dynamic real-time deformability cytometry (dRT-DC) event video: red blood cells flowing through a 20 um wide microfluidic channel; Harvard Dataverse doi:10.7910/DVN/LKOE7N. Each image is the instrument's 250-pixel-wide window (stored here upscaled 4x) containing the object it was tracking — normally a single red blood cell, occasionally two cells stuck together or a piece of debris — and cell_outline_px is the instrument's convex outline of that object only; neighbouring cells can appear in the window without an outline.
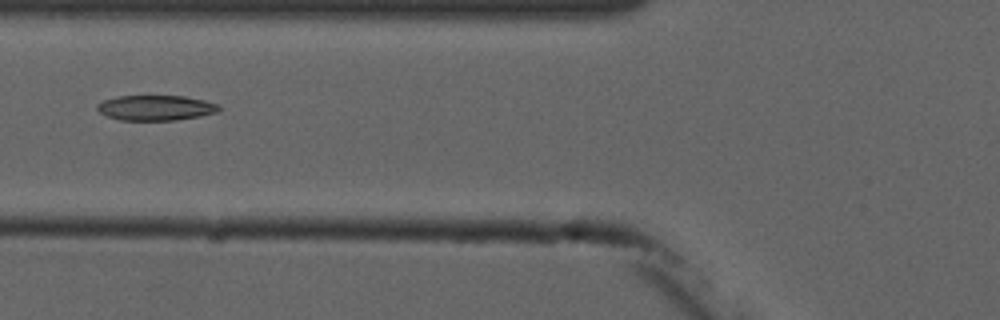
{"species": "common noctule bat (a hibernating species)", "species_latin": "Nyctalus noctula", "temperature_condition": "cold", "stored_images_in_passage": 4, "camera_frame_rate_fps": 3000, "um_per_image_px": 0.085, "animal": {"sex": "male", "forearm_length_mm": 52.5}, "frame": {"image": 1, "passage_image": 4, "time_ms": 3.333, "image_size_px": [1000, 320], "cell_outline_px": [[220, 108], [216, 112], [200, 116], [176, 120], [120, 120], [108, 116], [100, 112], [96, 108], [96, 104], [104, 100], [116, 96], [184, 96], [204, 100], [216, 104]], "centroid_in_image_um": [13.2, 9.16], "position_along_channel_um": 112.6, "area_um2": 17.74}}